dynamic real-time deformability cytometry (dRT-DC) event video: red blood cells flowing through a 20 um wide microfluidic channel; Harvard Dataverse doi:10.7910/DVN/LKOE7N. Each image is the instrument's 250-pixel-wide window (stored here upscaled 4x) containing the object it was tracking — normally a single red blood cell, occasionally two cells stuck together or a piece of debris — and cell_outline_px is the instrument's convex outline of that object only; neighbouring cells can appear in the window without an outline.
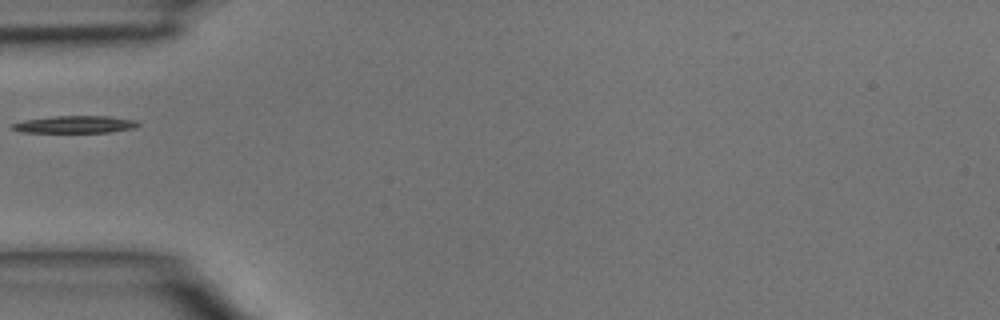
{"species": "common noctule bat (a hibernating species)", "species_latin": "Nyctalus noctula", "temperature_condition": "room temperature", "stored_images_in_passage": 3, "segment_of_instrument_passage": [2, 2], "camera_frame_rate_fps": 3000, "um_per_image_px": 0.085, "animal": {"sex": "male", "body_mass_g": 15.6}, "frame": {"image": 1, "passage_image": 3, "time_ms": 0.667, "image_size_px": [1000, 320], "cell_outline_px": [[140, 124], [136, 128], [112, 132], [20, 132], [12, 128], [12, 124], [24, 120], [56, 116], [108, 116], [136, 120]], "centroid_in_image_um": [6.44, 10.58], "position_along_channel_um": 78.6, "area_um2": 12.6}}